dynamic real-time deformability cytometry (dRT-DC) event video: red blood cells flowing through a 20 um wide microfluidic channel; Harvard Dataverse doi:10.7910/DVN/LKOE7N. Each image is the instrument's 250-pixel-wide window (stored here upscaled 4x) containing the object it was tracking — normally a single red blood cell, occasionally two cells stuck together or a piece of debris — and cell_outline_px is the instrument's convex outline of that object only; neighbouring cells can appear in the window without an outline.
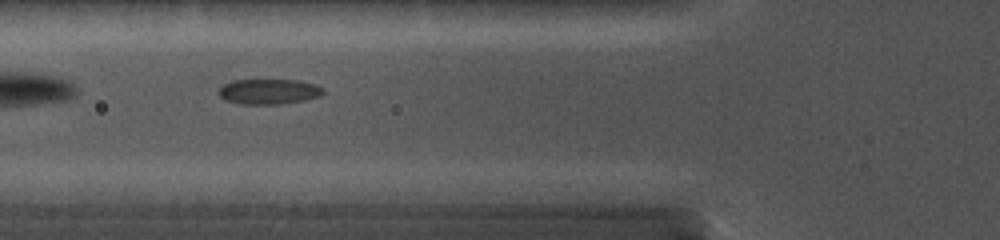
{"species": "common noctule bat (a hibernating species)", "species_latin": "Nyctalus noctula", "temperature_condition": "cold", "stored_images_in_passage": 35, "camera_frame_rate_fps": 5000, "um_per_image_px": 0.085, "animal": {"sex": "female", "body_mass_g": 19.0, "forearm_length_mm": 56.7}, "frame": {"image": 1, "passage_image": 4, "time_ms": 1.4, "image_size_px": [1000, 240], "cell_outline_px": [[324, 92], [320, 96], [304, 100], [276, 104], [244, 104], [228, 100], [220, 96], [220, 88], [224, 84], [232, 80], [296, 80], [316, 84], [324, 88]], "centroid_in_image_um": [22.9, 7.77], "position_along_channel_um": 102.9, "area_um2": 15.14}}
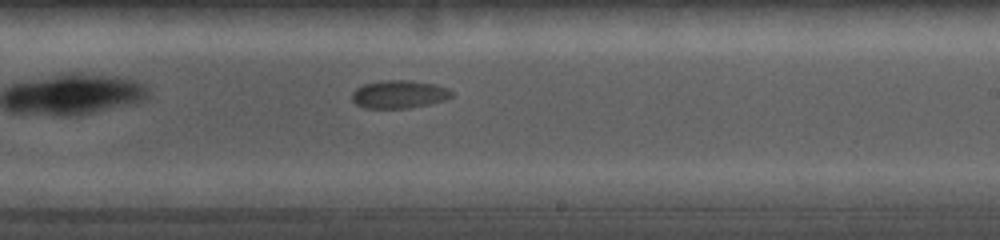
{"frame": {"image": 2, "passage_image": 19, "time_ms": 5.4, "image_size_px": [1000, 240], "cell_outline_px": [[452, 96], [444, 100], [428, 104], [408, 108], [364, 108], [356, 104], [352, 100], [352, 92], [356, 88], [364, 84], [380, 80], [412, 80], [436, 84], [448, 88], [452, 92]], "centroid_in_image_um": [33.9, 8.0], "position_along_channel_um": 255.1, "area_um2": 16.36}}
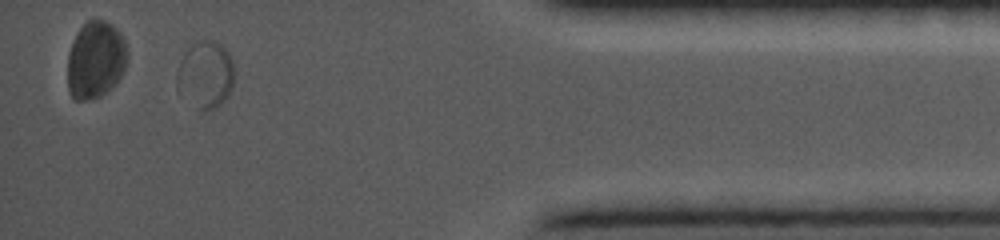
{"frame": {"image": 3, "passage_image": 32, "time_ms": 10.4, "image_size_px": [1000, 240], "cell_outline_px": [[232, 88], [228, 96], [220, 104], [204, 112], [176, 88], [176, 72], [180, 60], [184, 52], [192, 44], [200, 40], [212, 40], [220, 44], [228, 52], [232, 60]], "centroid_in_image_um": [17.44, 6.31], "position_along_channel_um": 417.8, "area_um2": 22.14}}